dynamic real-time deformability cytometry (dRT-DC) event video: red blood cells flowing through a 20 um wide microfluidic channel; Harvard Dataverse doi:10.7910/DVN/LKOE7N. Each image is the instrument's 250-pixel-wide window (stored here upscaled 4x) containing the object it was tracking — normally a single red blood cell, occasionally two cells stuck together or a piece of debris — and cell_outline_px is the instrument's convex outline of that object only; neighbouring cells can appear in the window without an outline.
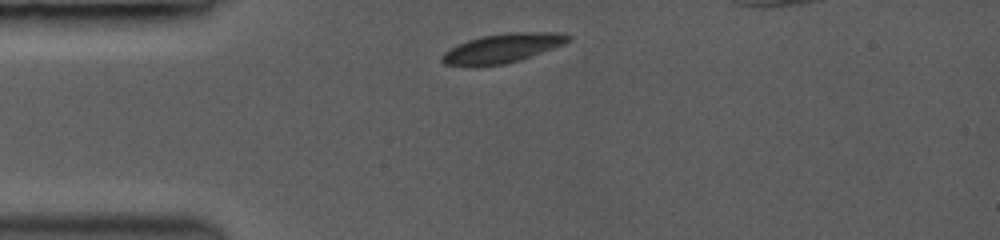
{"species": "common noctule bat (a hibernating species)", "species_latin": "Nyctalus noctula", "temperature_condition": "room temperature", "stored_images_in_passage": 38, "camera_frame_rate_fps": 3500, "um_per_image_px": 0.085, "animal": {"sex": "female", "body_mass_g": 19.0, "forearm_length_mm": 53.3}, "frame": {"image": 1, "passage_image": 1, "time_ms": 0.0, "image_size_px": [1000, 240], "cell_outline_px": [[568, 40], [564, 44], [520, 60], [504, 64], [444, 64], [440, 60], [440, 56], [444, 52], [468, 40], [480, 36], [516, 32], [552, 32], [568, 36]], "centroid_in_image_um": [42.7, 4.08], "position_along_channel_um": 42.3, "area_um2": 20.52}}
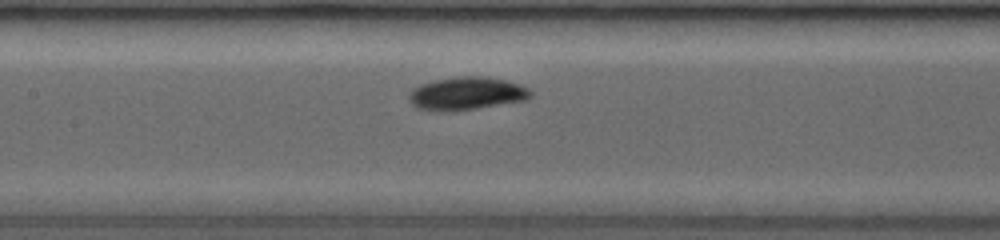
{"frame": {"image": 2, "passage_image": 14, "time_ms": 3.714, "image_size_px": [1000, 240], "cell_outline_px": [[532, 92], [524, 100], [472, 108], [420, 108], [408, 96], [412, 88], [420, 84], [436, 80], [456, 76], [484, 76], [504, 80], [520, 84], [528, 88]], "centroid_in_image_um": [39.71, 7.87], "position_along_channel_um": 167.7, "area_um2": 21.96}}
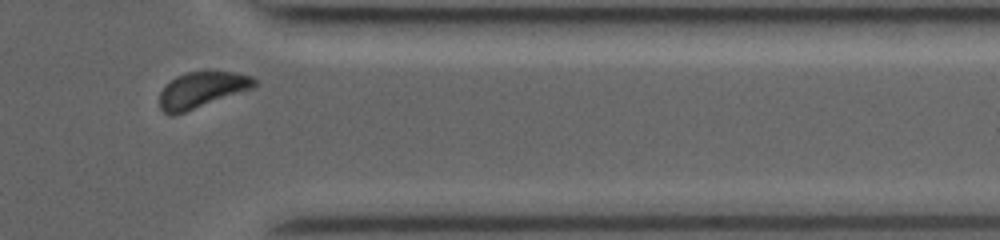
{"frame": {"image": 3, "passage_image": 34, "time_ms": 9.429, "image_size_px": [1000, 240], "cell_outline_px": [[256, 84], [252, 88], [184, 112], [172, 116], [164, 112], [160, 108], [160, 92], [176, 76], [188, 72], [208, 68], [232, 72], [252, 76], [256, 80]], "centroid_in_image_um": [17.16, 7.59], "position_along_channel_um": 394.2, "area_um2": 19.94}, "authors_computed_cell_mechanics": {"area_um2": 20.7502, "velocity_mm_per_s": 3.9699, "shape_relaxation_time_tau1_ms": 3.0176, "shape_relaxation_time_tau2_ms": null, "deformation_change_tau1": 0.1351, "deformation_change_tau2": null}}